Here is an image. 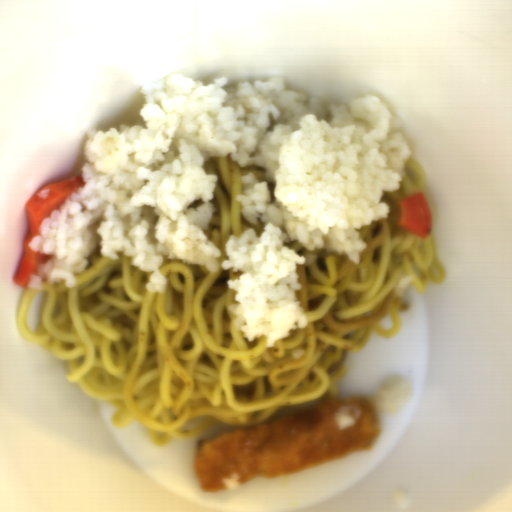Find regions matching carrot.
<instances>
[{
	"instance_id": "carrot-1",
	"label": "carrot",
	"mask_w": 512,
	"mask_h": 512,
	"mask_svg": "<svg viewBox=\"0 0 512 512\" xmlns=\"http://www.w3.org/2000/svg\"><path fill=\"white\" fill-rule=\"evenodd\" d=\"M86 182L80 176H74L56 183H50L42 186L27 202L25 208L29 223V235L24 243V253L22 255L18 269L12 281L23 288H27L32 275L39 274V267L45 264L51 258L50 255H42L37 251H32L28 245L36 235H41L39 228L43 220L56 210H59L61 204L77 190L85 187ZM50 189L48 198L42 200L38 194L44 189Z\"/></svg>"
},
{
	"instance_id": "carrot-2",
	"label": "carrot",
	"mask_w": 512,
	"mask_h": 512,
	"mask_svg": "<svg viewBox=\"0 0 512 512\" xmlns=\"http://www.w3.org/2000/svg\"><path fill=\"white\" fill-rule=\"evenodd\" d=\"M399 215L397 226L426 239L431 232L432 220L428 201L421 191L396 202Z\"/></svg>"
}]
</instances>
